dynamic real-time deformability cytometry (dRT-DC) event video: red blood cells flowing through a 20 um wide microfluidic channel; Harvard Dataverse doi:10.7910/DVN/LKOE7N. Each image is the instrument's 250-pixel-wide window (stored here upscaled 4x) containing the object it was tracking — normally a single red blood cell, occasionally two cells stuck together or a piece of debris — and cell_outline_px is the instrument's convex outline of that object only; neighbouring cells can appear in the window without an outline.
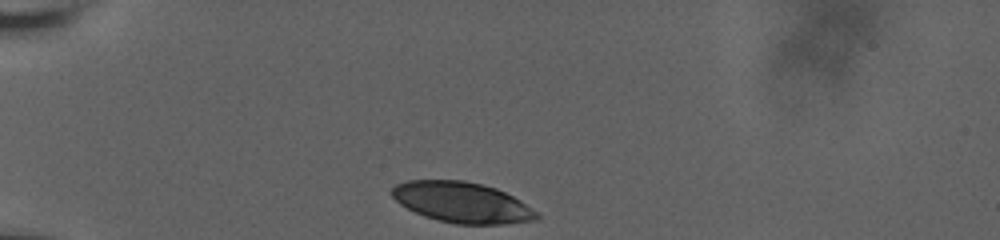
{"species": "human", "species_latin": "Homo sapiens", "temperature_condition": "room temperature", "stored_images_in_passage": 16, "camera_frame_rate_fps": 3000, "um_per_image_px": 0.085, "donor": {"sex": "male"}, "frame": {"image": 1, "passage_image": 1, "time_ms": 0.0, "image_size_px": [1000, 240], "cell_outline_px": [[540, 216], [536, 220], [504, 224], [456, 224], [424, 216], [400, 204], [388, 192], [396, 184], [408, 180], [464, 180], [484, 184], [496, 188], [520, 200], [536, 212]], "centroid_in_image_um": [39.25, 17.19], "position_along_channel_um": 45.7, "area_um2": 34.22}}
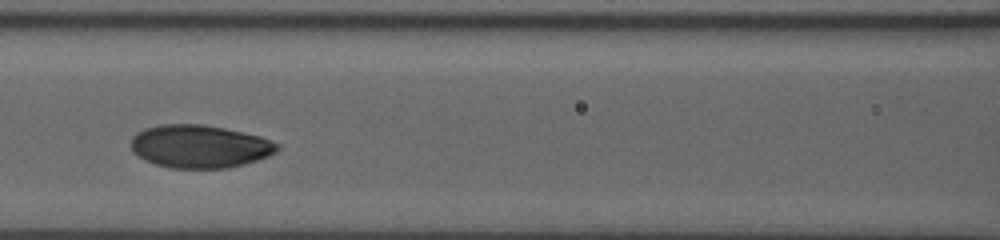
{"frame": {"image": 2, "passage_image": 10, "time_ms": 4.0, "image_size_px": [1000, 240], "cell_outline_px": [[280, 148], [276, 152], [268, 156], [244, 164], [228, 168], [168, 168], [144, 160], [132, 152], [132, 136], [136, 132], [144, 128], [160, 124], [200, 124], [224, 128], [260, 136], [280, 144]], "centroid_in_image_um": [16.96, 12.44], "position_along_channel_um": 149.6, "area_um2": 36.76}}
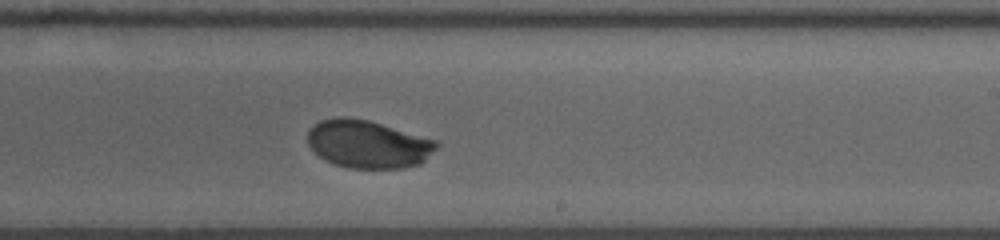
{"frame": {"image": 3, "passage_image": 16, "time_ms": 7.0, "image_size_px": [1000, 240], "cell_outline_px": [[440, 144], [420, 164], [404, 168], [348, 168], [336, 164], [320, 156], [308, 144], [308, 128], [320, 120], [336, 116], [348, 116], [368, 120], [436, 140]], "centroid_in_image_um": [31.26, 12.23], "position_along_channel_um": 257.7, "area_um2": 35.84}}